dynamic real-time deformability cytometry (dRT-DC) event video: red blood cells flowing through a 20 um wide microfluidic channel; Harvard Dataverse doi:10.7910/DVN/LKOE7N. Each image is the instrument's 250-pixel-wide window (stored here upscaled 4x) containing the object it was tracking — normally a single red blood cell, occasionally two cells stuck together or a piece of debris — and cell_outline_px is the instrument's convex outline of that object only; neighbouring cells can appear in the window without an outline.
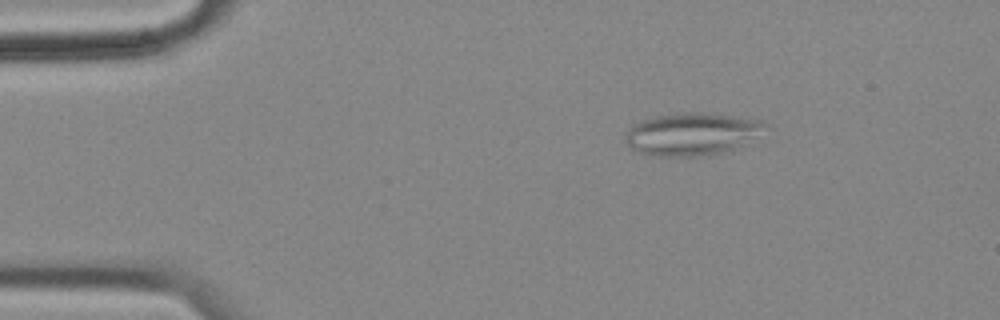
{"species": "common noctule bat (a hibernating species)", "species_latin": "Nyctalus noctula", "temperature_condition": "cold", "stored_images_in_passage": 56, "camera_frame_rate_fps": 3000, "um_per_image_px": 0.085, "animal": {"sex": "female", "body_mass_g": 18.4}, "frame": {"image": 1, "passage_image": 9, "time_ms": 2.667, "image_size_px": [1000, 320], "cell_outline_px": [[764, 124], [740, 144], [724, 152], [700, 156], [660, 156], [640, 152], [632, 148], [624, 140], [624, 136], [628, 128], [632, 124], [652, 116], [676, 112], [704, 112], [760, 120]], "centroid_in_image_um": [58.61, 11.37], "position_along_channel_um": 26.4, "area_um2": 33.7}}
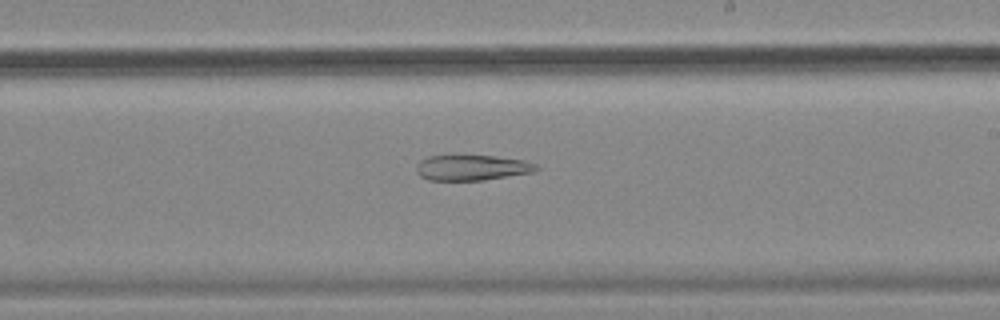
{"frame": {"image": 2, "passage_image": 33, "time_ms": 10.667, "image_size_px": [1000, 320], "cell_outline_px": [[540, 168], [532, 172], [484, 180], [428, 180], [420, 176], [416, 172], [416, 164], [420, 160], [428, 156], [492, 156], [524, 160], [536, 164]], "centroid_in_image_um": [40.08, 14.25], "position_along_channel_um": 248.9, "area_um2": 17.69}}
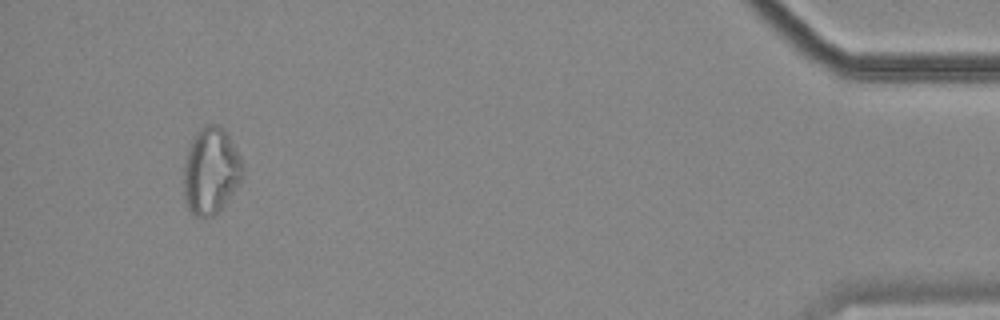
{"frame": {"image": 3, "passage_image": 53, "time_ms": 17.333, "image_size_px": [1000, 320], "cell_outline_px": [[244, 172], [240, 180], [232, 192], [220, 208], [212, 216], [196, 216], [188, 208], [184, 200], [184, 160], [192, 136], [204, 124], [216, 124], [224, 128], [240, 156], [244, 168]], "centroid_in_image_um": [17.9, 14.47], "position_along_channel_um": 417.3, "area_um2": 29.59}}